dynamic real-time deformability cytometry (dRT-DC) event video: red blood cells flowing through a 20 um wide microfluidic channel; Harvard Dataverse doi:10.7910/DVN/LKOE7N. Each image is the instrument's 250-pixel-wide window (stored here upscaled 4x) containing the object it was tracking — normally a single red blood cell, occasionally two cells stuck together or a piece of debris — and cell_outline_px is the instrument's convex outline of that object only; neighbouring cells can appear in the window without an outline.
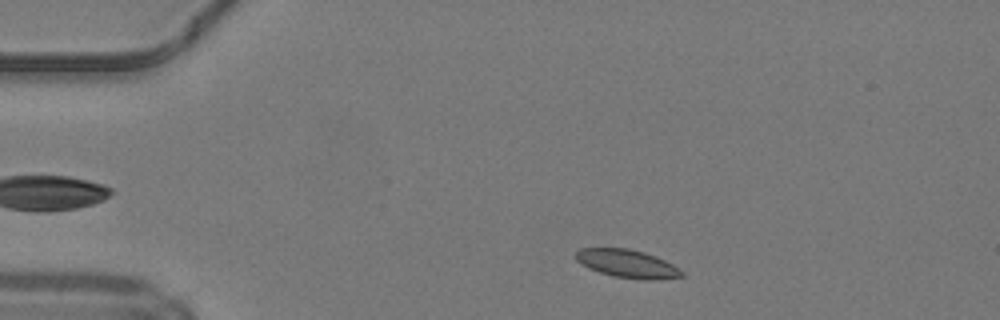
{"species": "common noctule bat (a hibernating species)", "species_latin": "Nyctalus noctula", "temperature_condition": "warm", "stored_images_in_passage": 43, "camera_frame_rate_fps": 3000, "um_per_image_px": 0.085, "animal": {"sex": "male", "body_mass_g": 19.2, "forearm_length_mm": 51.8}, "frame": {"image": 1, "passage_image": 4, "time_ms": 1.0, "image_size_px": [1000, 320], "cell_outline_px": [[684, 276], [660, 280], [640, 280], [612, 276], [588, 268], [576, 260], [576, 252], [580, 248], [628, 248], [644, 252], [656, 256], [672, 264], [684, 272]], "centroid_in_image_um": [53.34, 22.42], "position_along_channel_um": 31.7, "area_um2": 17.51}}
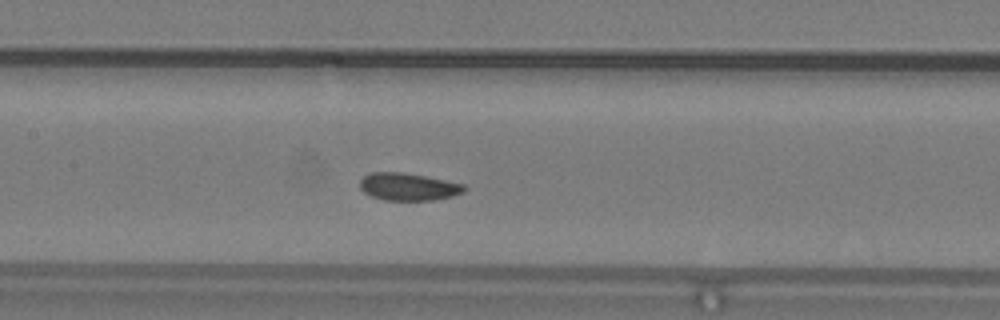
{"frame": {"image": 2, "passage_image": 18, "time_ms": 5.667, "image_size_px": [1000, 320], "cell_outline_px": [[468, 188], [464, 192], [452, 196], [432, 200], [384, 200], [372, 196], [364, 192], [360, 188], [360, 180], [364, 176], [372, 172], [404, 172], [464, 184]], "centroid_in_image_um": [34.71, 15.87], "position_along_channel_um": 172.7, "area_um2": 16.65}}
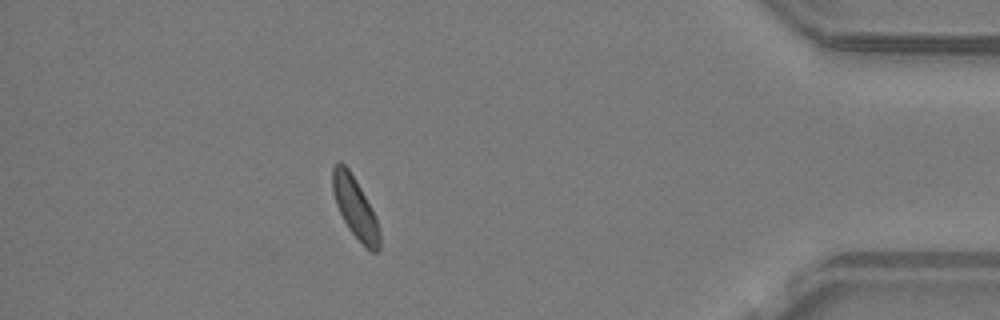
{"frame": {"image": 3, "passage_image": 38, "time_ms": 12.333, "image_size_px": [1000, 320], "cell_outline_px": [[380, 248], [376, 252], [372, 252], [348, 228], [336, 204], [332, 192], [332, 168], [336, 160], [340, 160], [348, 168], [356, 180], [372, 208], [376, 216], [380, 232]], "centroid_in_image_um": [30.17, 17.59], "position_along_channel_um": 405.0, "area_um2": 16.65}, "authors_computed_cell_mechanics": {"area_um2": 16.8776, "velocity_mm_per_s": 4.1993, "shape_relaxation_time_tau1_ms": 2.6036, "shape_relaxation_time_tau2_ms": 2.2685, "deformation_change_tau1": 0.079, "deformation_change_tau2": 0.086}}